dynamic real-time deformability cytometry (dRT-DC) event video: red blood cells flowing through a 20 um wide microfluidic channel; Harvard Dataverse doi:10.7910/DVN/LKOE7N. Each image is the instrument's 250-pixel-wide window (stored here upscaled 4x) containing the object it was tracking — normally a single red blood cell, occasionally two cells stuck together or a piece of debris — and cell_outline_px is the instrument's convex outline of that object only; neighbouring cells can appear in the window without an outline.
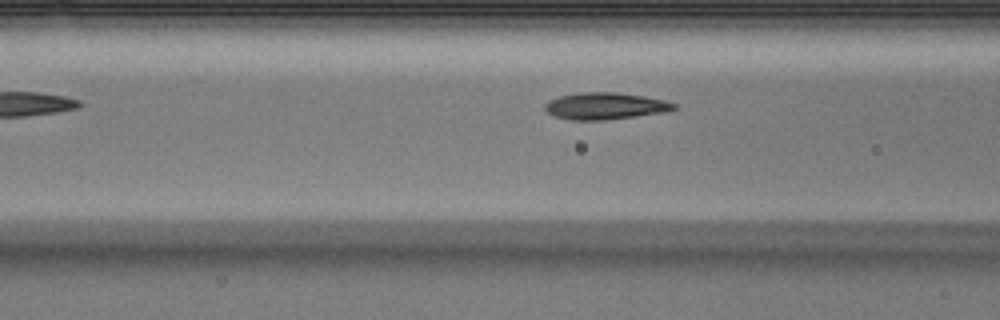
{"species": "Egyptian fruit bat (a non-hibernating species)", "species_latin": "Rousettus aegyptiacus", "temperature_condition": "warm", "stored_images_in_passage": 6, "camera_frame_rate_fps": 3000, "um_per_image_px": 0.085, "animal": {"sex": "male"}, "frame": {"image": 1, "passage_image": 5, "time_ms": 1.333, "image_size_px": [1000, 320], "cell_outline_px": [[676, 108], [668, 112], [604, 120], [568, 120], [556, 116], [548, 112], [544, 108], [544, 104], [548, 100], [560, 96], [580, 92], [616, 92], [644, 96], [664, 100], [676, 104]], "centroid_in_image_um": [51.44, 9.01], "position_along_channel_um": 115.2, "area_um2": 20.23}}
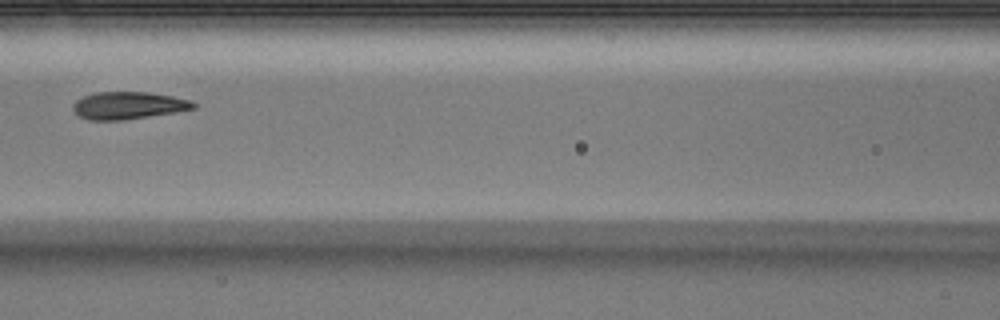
{"frame": {"image": 2, "passage_image": 6, "time_ms": 1.667, "image_size_px": [1000, 320], "cell_outline_px": [[196, 108], [176, 112], [124, 120], [88, 120], [80, 116], [72, 108], [72, 104], [76, 100], [84, 96], [96, 92], [148, 92], [172, 96], [188, 100], [196, 104]], "centroid_in_image_um": [10.89, 8.96], "position_along_channel_um": 155.7, "area_um2": 19.13}}